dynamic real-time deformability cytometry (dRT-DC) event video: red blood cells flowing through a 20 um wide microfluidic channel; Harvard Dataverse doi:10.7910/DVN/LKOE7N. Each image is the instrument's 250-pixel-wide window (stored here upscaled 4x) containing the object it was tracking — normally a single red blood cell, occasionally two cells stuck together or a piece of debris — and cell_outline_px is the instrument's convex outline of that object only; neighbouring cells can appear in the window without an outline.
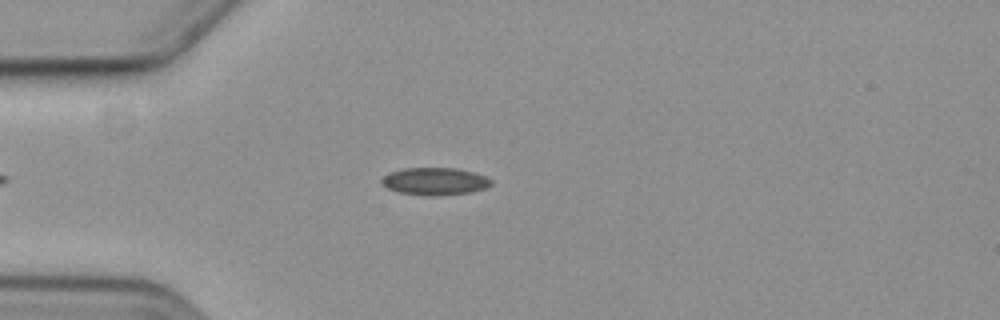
{"species": "common noctule bat (a hibernating species)", "species_latin": "Nyctalus noctula", "temperature_condition": "cold", "stored_images_in_passage": 4, "camera_frame_rate_fps": 3000, "um_per_image_px": 0.085, "animal": {"sex": "female", "body_mass_g": 19.3, "forearm_length_mm": 54.1}, "frame": {"image": 1, "passage_image": 4, "time_ms": 4.333, "image_size_px": [1000, 320], "cell_outline_px": [[492, 184], [484, 188], [468, 192], [436, 196], [424, 196], [400, 192], [388, 188], [380, 180], [388, 172], [404, 168], [456, 168], [472, 172], [484, 176], [492, 180]], "centroid_in_image_um": [36.94, 15.41], "position_along_channel_um": 48.1, "area_um2": 17.34}}